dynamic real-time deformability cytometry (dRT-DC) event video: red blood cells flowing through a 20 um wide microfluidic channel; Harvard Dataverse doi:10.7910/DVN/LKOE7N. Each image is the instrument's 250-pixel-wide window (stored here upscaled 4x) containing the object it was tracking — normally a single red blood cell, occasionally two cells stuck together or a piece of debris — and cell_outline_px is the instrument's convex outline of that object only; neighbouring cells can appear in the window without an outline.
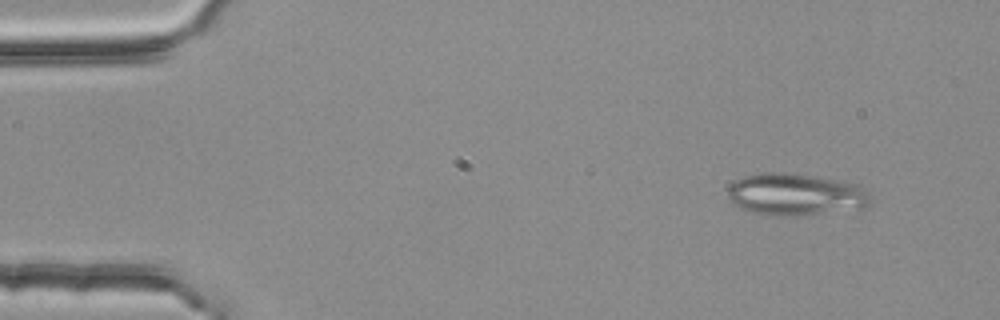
{"species": "common noctule bat (a hibernating species)", "species_latin": "Nyctalus noctula", "temperature_condition": "room temperature", "stored_images_in_passage": 4, "camera_frame_rate_fps": 3000, "um_per_image_px": 0.085, "animal": {"sex": "female", "body_mass_g": 25.1}, "frame": {"image": 1, "passage_image": 1, "time_ms": 0.0, "image_size_px": [1000, 320], "cell_outline_px": [[872, 200], [864, 208], [800, 216], [780, 216], [752, 212], [740, 208], [732, 204], [728, 200], [728, 188], [736, 180], [744, 176], [760, 172], [792, 172], [820, 176], [840, 180], [856, 184]], "centroid_in_image_um": [67.58, 16.52], "position_along_channel_um": 17.4, "area_um2": 35.32}}